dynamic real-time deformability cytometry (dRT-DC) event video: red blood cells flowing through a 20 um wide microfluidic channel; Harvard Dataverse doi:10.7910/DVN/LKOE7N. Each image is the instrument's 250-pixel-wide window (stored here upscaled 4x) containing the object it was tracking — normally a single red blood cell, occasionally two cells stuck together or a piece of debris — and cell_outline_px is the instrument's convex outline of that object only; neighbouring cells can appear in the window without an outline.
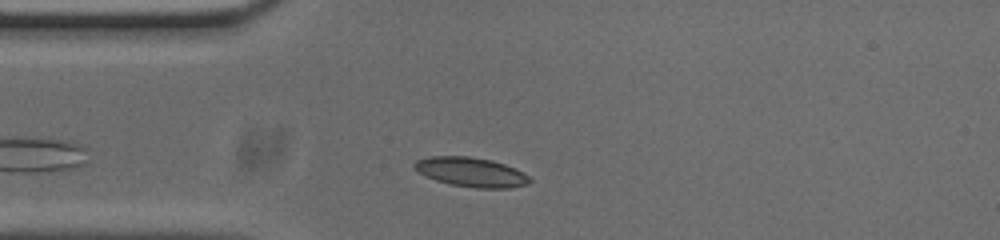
{"species": "common noctule bat (a hibernating species)", "species_latin": "Nyctalus noctula", "temperature_condition": "cold", "stored_images_in_passage": 32, "camera_frame_rate_fps": 3000, "um_per_image_px": 0.085, "animal": {"sex": "male", "body_mass_g": 20.0, "forearm_length_mm": 53.3}, "frame": {"image": 1, "passage_image": 4, "time_ms": 1.0, "image_size_px": [1000, 240], "cell_outline_px": [[532, 180], [528, 184], [508, 188], [476, 188], [448, 184], [436, 180], [420, 172], [412, 164], [416, 160], [432, 156], [468, 156], [492, 160], [516, 168], [528, 176]], "centroid_in_image_um": [40.07, 14.63], "position_along_channel_um": 44.9, "area_um2": 19.65}}
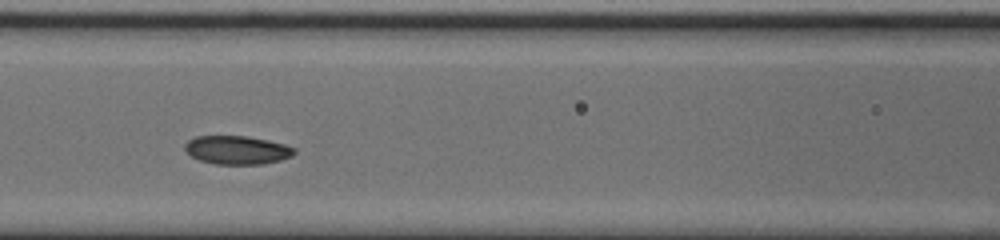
{"frame": {"image": 2, "passage_image": 13, "time_ms": 4.0, "image_size_px": [1000, 240], "cell_outline_px": [[296, 152], [292, 156], [280, 160], [264, 164], [216, 164], [200, 160], [192, 156], [184, 148], [184, 144], [188, 140], [196, 136], [248, 136], [268, 140], [284, 144], [296, 148]], "centroid_in_image_um": [20.17, 12.75], "position_along_channel_um": 146.4, "area_um2": 18.21}}
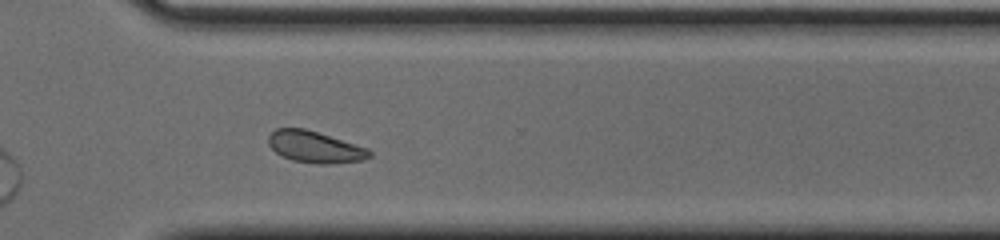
{"frame": {"image": 3, "passage_image": 29, "time_ms": 9.333, "image_size_px": [1000, 240], "cell_outline_px": [[372, 156], [364, 160], [332, 164], [316, 164], [292, 160], [276, 152], [268, 144], [268, 136], [276, 128], [304, 128], [368, 148], [372, 152]], "centroid_in_image_um": [26.79, 12.5], "position_along_channel_um": 343.8, "area_um2": 18.55}, "authors_computed_cell_mechanics": {"area_um2": 18.6983, "velocity_mm_per_s": 3.703, "shape_relaxation_time_tau1_ms": 6.6037, "shape_relaxation_time_tau2_ms": null, "deformation_change_tau1": 0.1316, "deformation_change_tau2": null}}